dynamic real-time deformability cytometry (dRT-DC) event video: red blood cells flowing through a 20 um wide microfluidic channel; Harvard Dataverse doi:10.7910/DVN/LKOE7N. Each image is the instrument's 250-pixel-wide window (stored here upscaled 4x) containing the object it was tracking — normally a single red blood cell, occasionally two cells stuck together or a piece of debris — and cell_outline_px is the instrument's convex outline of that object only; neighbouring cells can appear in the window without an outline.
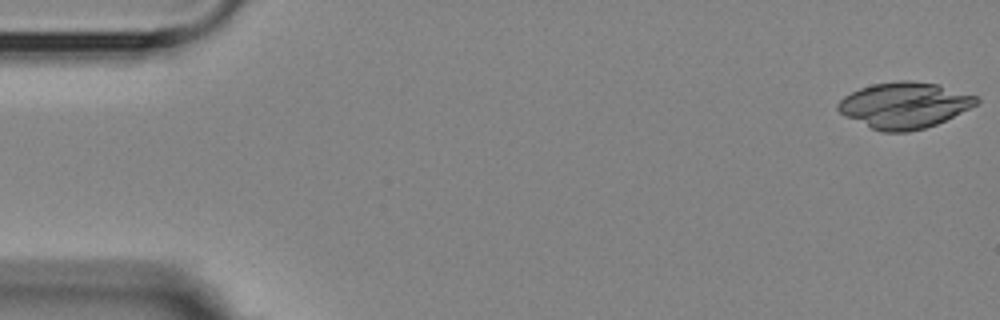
{"species": "Egyptian fruit bat (a non-hibernating species)", "species_latin": "Rousettus aegyptiacus", "temperature_condition": "room temperature", "stored_images_in_passage": 4, "camera_frame_rate_fps": 3000, "um_per_image_px": 0.085, "animal": {"sex": "female"}, "frame": {"image": 1, "passage_image": 4, "time_ms": 4.333, "image_size_px": [1000, 320], "cell_outline_px": [[980, 100], [976, 104], [936, 124], [924, 128], [908, 132], [884, 132], [872, 128], [844, 116], [836, 108], [836, 104], [844, 96], [860, 88], [872, 84], [900, 80], [908, 80], [936, 84], [976, 96]], "centroid_in_image_um": [76.82, 8.94], "position_along_channel_um": 8.2, "area_um2": 36.65}}